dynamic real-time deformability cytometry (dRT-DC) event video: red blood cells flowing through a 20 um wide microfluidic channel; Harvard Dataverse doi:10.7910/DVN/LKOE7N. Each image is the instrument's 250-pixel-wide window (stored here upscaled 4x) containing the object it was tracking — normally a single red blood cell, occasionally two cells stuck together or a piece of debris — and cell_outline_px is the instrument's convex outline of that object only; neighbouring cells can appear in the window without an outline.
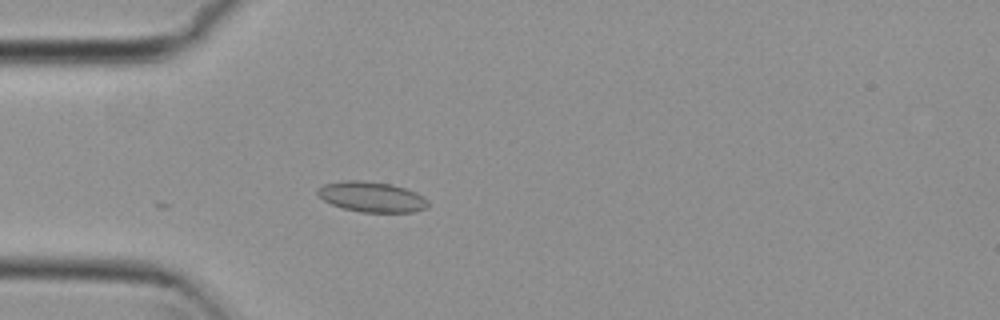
{"species": "common noctule bat (a hibernating species)", "species_latin": "Nyctalus noctula", "temperature_condition": "cold", "stored_images_in_passage": 25, "camera_frame_rate_fps": 3000, "um_per_image_px": 0.085, "animal": {"sex": "female", "body_mass_g": 29.2, "forearm_length_mm": 56.3}, "frame": {"image": 1, "passage_image": 15, "time_ms": 4.667, "image_size_px": [1000, 320], "cell_outline_px": [[428, 204], [424, 208], [412, 212], [360, 212], [344, 208], [332, 204], [324, 200], [316, 192], [316, 188], [324, 184], [344, 180], [360, 180], [392, 184], [416, 192], [428, 200]], "centroid_in_image_um": [31.57, 16.72], "position_along_channel_um": 53.4, "area_um2": 19.42}}
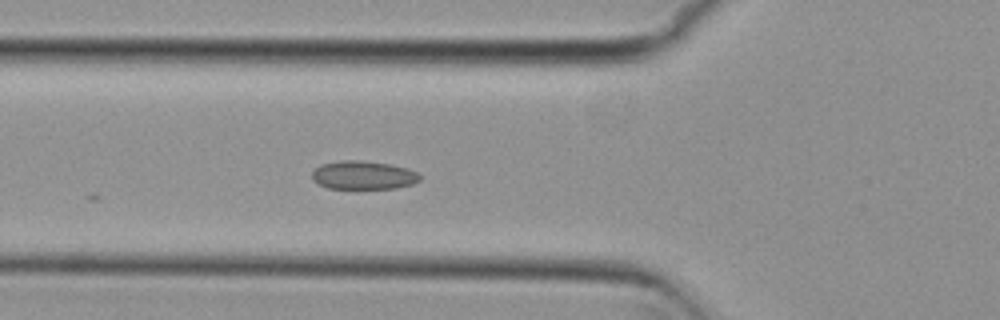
{"frame": {"image": 2, "passage_image": 19, "time_ms": 6.0, "image_size_px": [1000, 320], "cell_outline_px": [[420, 180], [412, 184], [396, 188], [328, 188], [312, 180], [312, 172], [320, 164], [344, 160], [360, 160], [392, 164], [408, 168], [416, 172], [420, 176]], "centroid_in_image_um": [30.89, 14.88], "position_along_channel_um": 94.9, "area_um2": 17.86}}
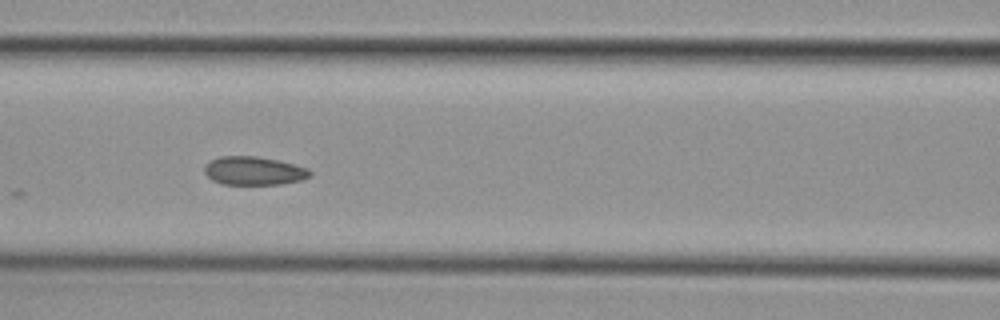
{"frame": {"image": 3, "passage_image": 23, "time_ms": 7.333, "image_size_px": [1000, 320], "cell_outline_px": [[312, 176], [300, 180], [280, 184], [220, 184], [212, 180], [204, 172], [204, 168], [212, 160], [220, 156], [256, 156], [276, 160], [308, 168], [312, 172]], "centroid_in_image_um": [21.58, 14.52], "position_along_channel_um": 145.0, "area_um2": 17.34}}